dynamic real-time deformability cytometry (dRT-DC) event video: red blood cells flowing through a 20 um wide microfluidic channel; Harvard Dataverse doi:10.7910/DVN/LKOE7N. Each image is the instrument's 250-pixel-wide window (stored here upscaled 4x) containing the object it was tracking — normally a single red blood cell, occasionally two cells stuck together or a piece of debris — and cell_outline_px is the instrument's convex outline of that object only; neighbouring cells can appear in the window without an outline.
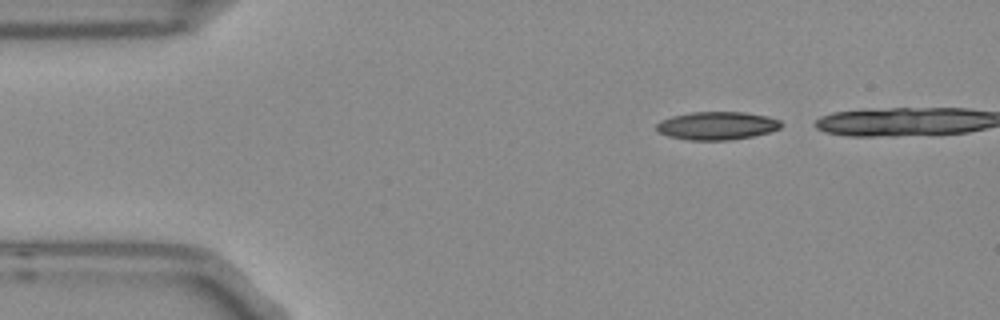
{"species": "Egyptian fruit bat (a non-hibernating species)", "species_latin": "Rousettus aegyptiacus", "temperature_condition": "room temperature", "stored_images_in_passage": 5, "camera_frame_rate_fps": 3000, "um_per_image_px": 0.085, "frame": {"image": 1, "passage_image": 1, "time_ms": 0.0, "image_size_px": [1000, 320], "cell_outline_px": [[784, 124], [780, 128], [768, 132], [752, 136], [732, 140], [688, 140], [668, 136], [660, 132], [656, 128], [656, 124], [660, 120], [672, 116], [692, 112], [744, 112], [768, 116], [780, 120]], "centroid_in_image_um": [60.95, 10.68], "position_along_channel_um": 24.0, "area_um2": 20.46}}
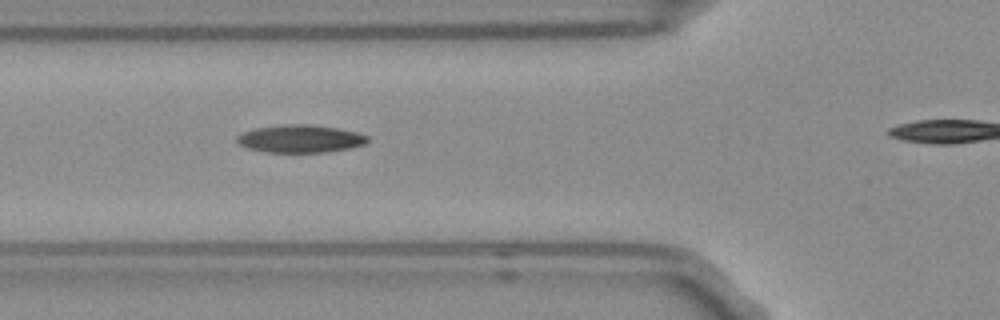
{"frame": {"image": 2, "passage_image": 4, "time_ms": 1.0, "image_size_px": [1000, 320], "cell_outline_px": [[368, 140], [364, 144], [352, 148], [324, 152], [264, 152], [248, 148], [240, 144], [236, 140], [236, 136], [244, 132], [256, 128], [284, 124], [308, 124], [340, 128], [356, 132], [368, 136]], "centroid_in_image_um": [25.53, 11.79], "position_along_channel_um": 100.3, "area_um2": 21.1}}